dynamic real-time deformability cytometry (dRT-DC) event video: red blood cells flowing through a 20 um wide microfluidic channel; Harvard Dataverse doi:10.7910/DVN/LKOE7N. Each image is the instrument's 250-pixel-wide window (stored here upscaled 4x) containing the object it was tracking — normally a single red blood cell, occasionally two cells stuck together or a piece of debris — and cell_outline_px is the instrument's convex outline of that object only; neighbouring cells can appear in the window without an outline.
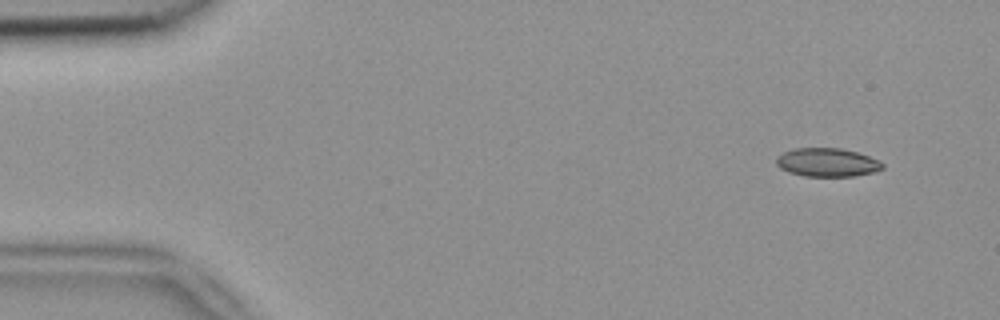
{"species": "common noctule bat (a hibernating species)", "species_latin": "Nyctalus noctula", "temperature_condition": "room temperature", "stored_images_in_passage": 4, "camera_frame_rate_fps": 3000, "um_per_image_px": 0.085, "animal": {"sex": "female", "body_mass_g": 18.4}, "frame": {"image": 1, "passage_image": 1, "time_ms": 0.0, "image_size_px": [1000, 320], "cell_outline_px": [[884, 168], [872, 172], [852, 176], [804, 176], [788, 172], [780, 168], [776, 164], [776, 156], [784, 152], [796, 148], [840, 148], [856, 152], [880, 160], [884, 164]], "centroid_in_image_um": [70.3, 13.8], "position_along_channel_um": 14.7, "area_um2": 17.63}}
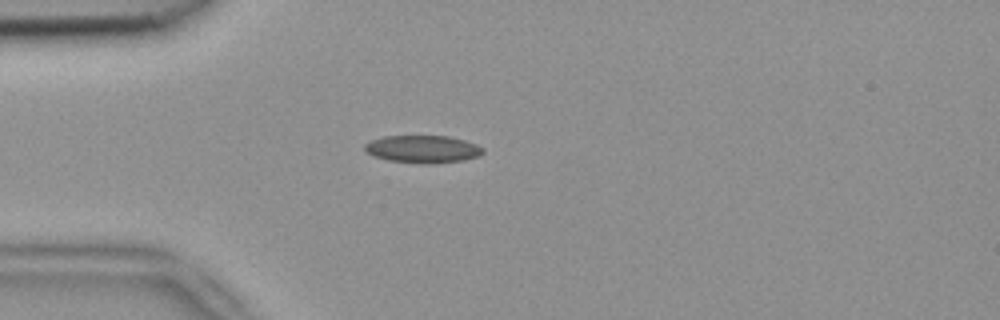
{"frame": {"image": 2, "passage_image": 4, "time_ms": 1.0, "image_size_px": [1000, 320], "cell_outline_px": [[484, 152], [480, 156], [464, 160], [388, 160], [376, 156], [368, 152], [364, 148], [364, 144], [372, 140], [384, 136], [448, 136], [464, 140], [476, 144], [484, 148]], "centroid_in_image_um": [35.96, 12.6], "position_along_channel_um": 49.0, "area_um2": 17.74}}